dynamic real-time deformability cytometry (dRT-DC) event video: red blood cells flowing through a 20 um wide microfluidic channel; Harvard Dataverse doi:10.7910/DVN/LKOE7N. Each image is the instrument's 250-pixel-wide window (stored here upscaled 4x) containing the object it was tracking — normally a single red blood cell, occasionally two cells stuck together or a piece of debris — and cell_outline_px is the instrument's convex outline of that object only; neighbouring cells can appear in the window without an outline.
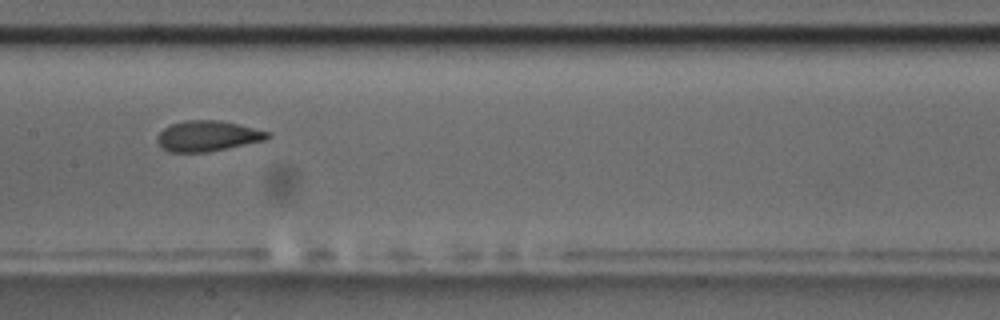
{"species": "common noctule bat (a hibernating species)", "species_latin": "Nyctalus noctula", "temperature_condition": "room temperature", "stored_images_in_passage": 11, "camera_frame_rate_fps": 3000, "um_per_image_px": 0.085, "animal": {"sex": "male", "body_mass_g": 17.5, "forearm_length_mm": 52.3}, "frame": {"image": 1, "passage_image": 5, "time_ms": 4.667, "image_size_px": [1000, 320], "cell_outline_px": [[272, 136], [264, 140], [204, 152], [168, 152], [156, 140], [156, 136], [164, 128], [172, 124], [184, 120], [220, 120], [268, 132]], "centroid_in_image_um": [17.59, 11.55], "position_along_channel_um": 189.8, "area_um2": 19.19}}
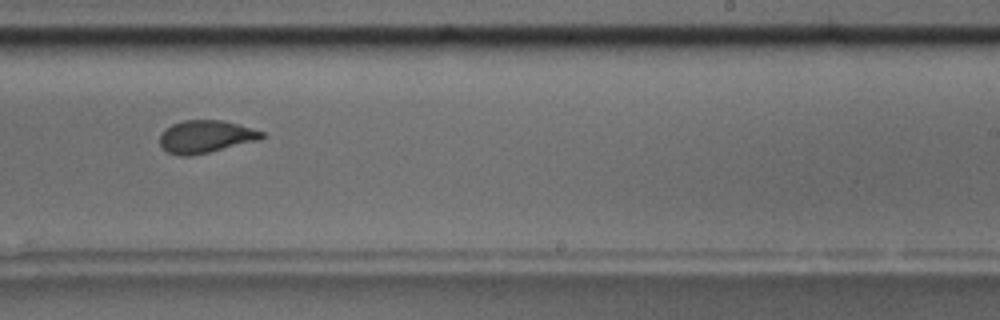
{"frame": {"image": 2, "passage_image": 7, "time_ms": 7.0, "image_size_px": [1000, 320], "cell_outline_px": [[264, 136], [260, 140], [208, 152], [188, 156], [180, 156], [168, 152], [160, 144], [160, 132], [164, 128], [172, 124], [184, 120], [220, 120], [236, 124], [264, 132]], "centroid_in_image_um": [17.45, 11.61], "position_along_channel_um": 271.6, "area_um2": 19.19}, "authors_computed_cell_mechanics": {"area_um2": 19.4208, "velocity_mm_per_s": 3.5138, "shape_relaxation_time_tau1_ms": 3.4869, "shape_relaxation_time_tau2_ms": 0.9457, "deformation_change_tau1": 0.1207, "deformation_change_tau2": 0.0553}}